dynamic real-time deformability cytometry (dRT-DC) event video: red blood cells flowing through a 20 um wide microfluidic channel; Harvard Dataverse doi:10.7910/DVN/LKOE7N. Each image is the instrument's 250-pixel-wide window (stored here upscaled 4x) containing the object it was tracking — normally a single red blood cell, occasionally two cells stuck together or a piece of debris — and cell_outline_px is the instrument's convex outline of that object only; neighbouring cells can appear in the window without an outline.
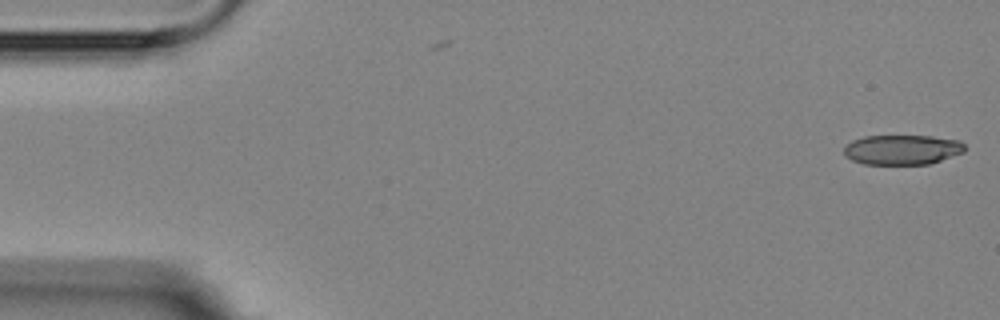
{"species": "Egyptian fruit bat (a non-hibernating species)", "species_latin": "Rousettus aegyptiacus", "temperature_condition": "room temperature", "stored_images_in_passage": 4, "camera_frame_rate_fps": 3000, "um_per_image_px": 0.085, "animal": {"sex": "female"}, "frame": {"image": 1, "passage_image": 1, "time_ms": 0.0, "image_size_px": [1000, 320], "cell_outline_px": [[964, 152], [928, 164], [864, 164], [852, 160], [844, 156], [844, 148], [852, 140], [864, 136], [932, 136], [960, 140], [964, 144]], "centroid_in_image_um": [76.67, 12.72], "position_along_channel_um": 8.3, "area_um2": 20.98}}
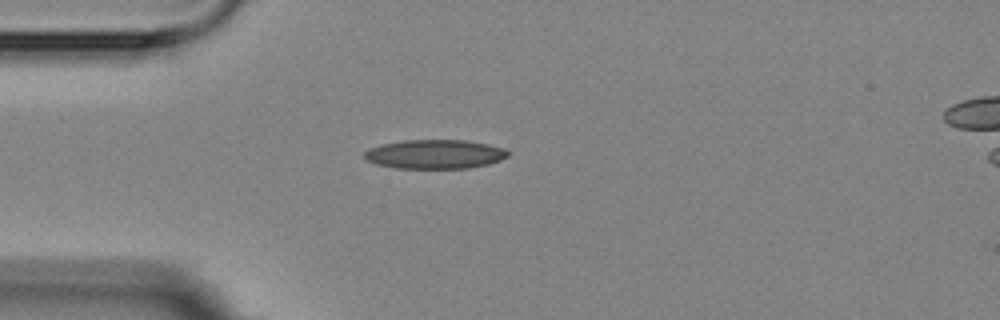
{"frame": {"image": 2, "passage_image": 4, "time_ms": 4.333, "image_size_px": [1000, 320], "cell_outline_px": [[508, 156], [500, 160], [488, 164], [468, 168], [396, 168], [376, 164], [364, 160], [364, 152], [368, 148], [380, 144], [404, 140], [468, 140], [488, 144], [504, 148], [508, 152]], "centroid_in_image_um": [36.92, 13.1], "position_along_channel_um": 48.1, "area_um2": 24.51}}